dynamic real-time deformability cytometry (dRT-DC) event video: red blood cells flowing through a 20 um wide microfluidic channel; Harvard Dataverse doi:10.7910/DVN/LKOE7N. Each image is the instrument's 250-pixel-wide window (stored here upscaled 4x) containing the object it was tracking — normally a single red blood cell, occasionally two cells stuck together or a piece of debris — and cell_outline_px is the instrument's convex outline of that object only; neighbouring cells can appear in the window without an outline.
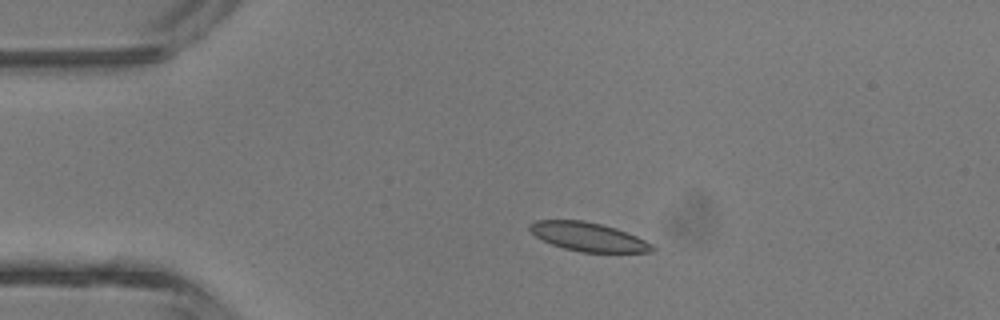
{"species": "common noctule bat (a hibernating species)", "species_latin": "Nyctalus noctula", "temperature_condition": "room temperature", "stored_images_in_passage": 4, "camera_frame_rate_fps": 3000, "um_per_image_px": 0.085, "animal": {"sex": "male", "body_mass_g": 13.3}, "frame": {"image": 1, "passage_image": 3, "time_ms": 2.333, "image_size_px": [1000, 320], "cell_outline_px": [[656, 252], [580, 252], [564, 248], [552, 244], [536, 236], [528, 228], [528, 224], [536, 220], [584, 220], [616, 228], [636, 236], [652, 244], [656, 248]], "centroid_in_image_um": [50.01, 20.13], "position_along_channel_um": 35.0, "area_um2": 20.46}}